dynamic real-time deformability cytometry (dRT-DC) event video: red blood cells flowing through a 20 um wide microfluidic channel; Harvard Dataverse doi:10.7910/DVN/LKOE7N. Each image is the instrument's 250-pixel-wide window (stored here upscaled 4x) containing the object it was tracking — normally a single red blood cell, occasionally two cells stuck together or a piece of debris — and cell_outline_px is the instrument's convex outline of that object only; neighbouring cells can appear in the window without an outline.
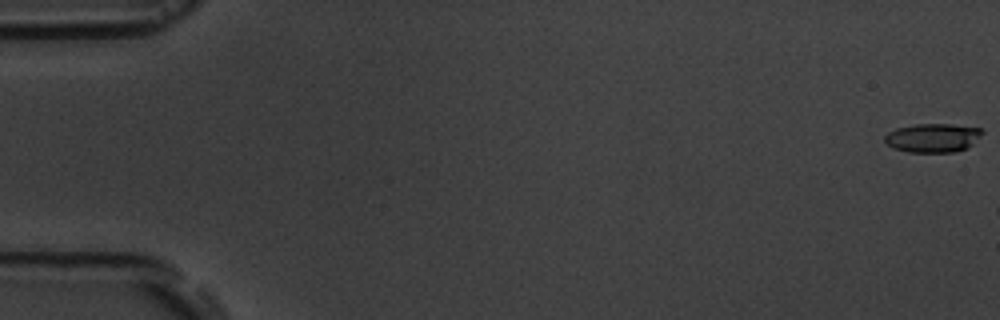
{"species": "common noctule bat (a hibernating species)", "species_latin": "Nyctalus noctula", "temperature_condition": "room temperature", "stored_images_in_passage": 3, "camera_frame_rate_fps": 3000, "um_per_image_px": 0.085, "animal": {"sex": "male", "body_mass_g": 19.5, "forearm_length_mm": 54.6}, "frame": {"image": 1, "passage_image": 1, "time_ms": 0.0, "image_size_px": [1000, 320], "cell_outline_px": [[984, 132], [968, 148], [956, 152], [908, 152], [892, 148], [884, 140], [884, 136], [888, 132], [896, 128], [916, 124], [952, 124], [984, 128]], "centroid_in_image_um": [79.31, 11.71], "position_along_channel_um": 5.7, "area_um2": 16.59}}